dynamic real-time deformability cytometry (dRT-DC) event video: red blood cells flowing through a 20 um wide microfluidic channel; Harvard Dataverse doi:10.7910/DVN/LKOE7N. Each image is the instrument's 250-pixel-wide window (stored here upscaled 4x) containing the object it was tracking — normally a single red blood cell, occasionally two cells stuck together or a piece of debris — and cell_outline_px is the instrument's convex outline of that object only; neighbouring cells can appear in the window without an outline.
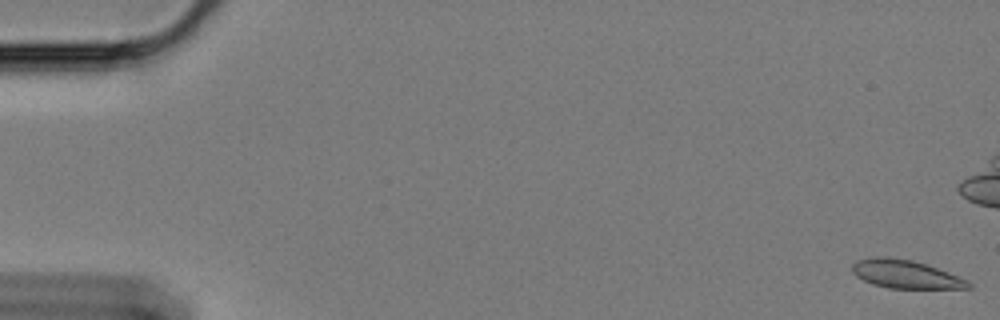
{"species": "Egyptian fruit bat (a non-hibernating species)", "species_latin": "Rousettus aegyptiacus", "temperature_condition": "cold", "stored_images_in_passage": 60, "camera_frame_rate_fps": 3000, "um_per_image_px": 0.085, "animal": {"sex": "female"}, "frame": {"image": 1, "passage_image": 1, "time_ms": 0.0, "image_size_px": [1000, 320], "cell_outline_px": [[972, 288], [888, 288], [872, 284], [856, 276], [852, 272], [852, 264], [856, 260], [872, 256], [912, 260], [948, 272], [968, 280], [972, 284]], "centroid_in_image_um": [76.95, 23.31], "position_along_channel_um": 8.1, "area_um2": 18.96}}
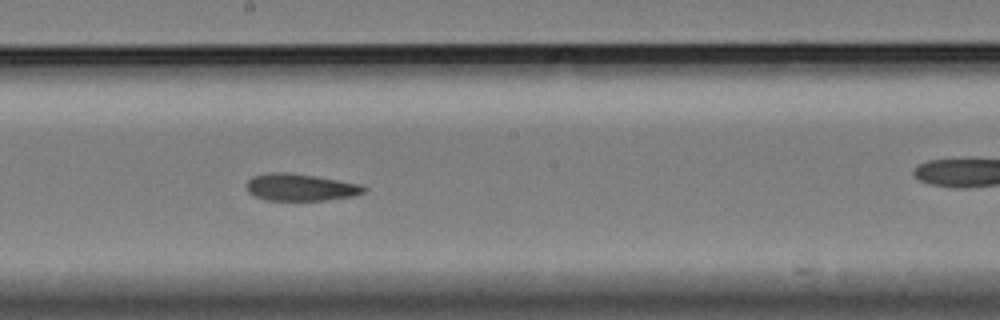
{"frame": {"image": 2, "passage_image": 33, "time_ms": 10.667, "image_size_px": [1000, 320], "cell_outline_px": [[368, 188], [364, 192], [356, 196], [324, 200], [264, 200], [252, 196], [248, 192], [248, 180], [252, 176], [268, 172], [288, 172], [360, 184]], "centroid_in_image_um": [25.52, 15.93], "position_along_channel_um": 222.7, "area_um2": 18.5}}
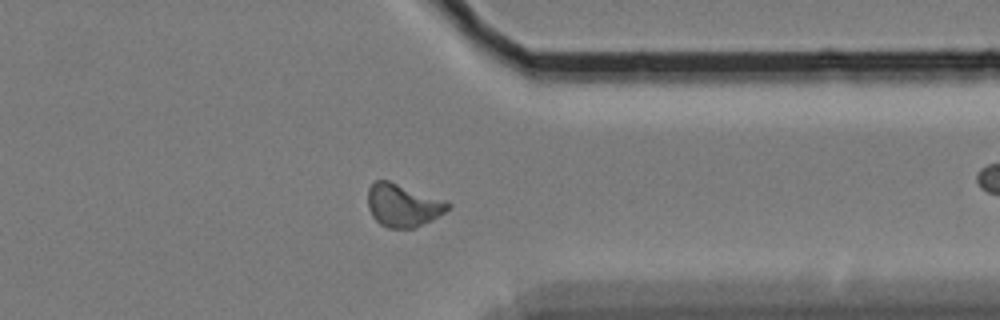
{"frame": {"image": 3, "passage_image": 47, "time_ms": 15.333, "image_size_px": [1000, 320], "cell_outline_px": [[452, 208], [432, 220], [416, 228], [388, 228], [380, 224], [372, 216], [368, 208], [368, 188], [376, 180], [388, 180], [448, 200], [452, 204]], "centroid_in_image_um": [34.3, 17.45], "position_along_channel_um": 377.1, "area_um2": 20.4}, "authors_computed_cell_mechanics": {"area_um2": 19.3341, "velocity_mm_per_s": 3.39, "shape_relaxation_time_tau1_ms": null, "shape_relaxation_time_tau2_ms": 3.519, "deformation_change_tau1": null, "deformation_change_tau2": 0.0856}}